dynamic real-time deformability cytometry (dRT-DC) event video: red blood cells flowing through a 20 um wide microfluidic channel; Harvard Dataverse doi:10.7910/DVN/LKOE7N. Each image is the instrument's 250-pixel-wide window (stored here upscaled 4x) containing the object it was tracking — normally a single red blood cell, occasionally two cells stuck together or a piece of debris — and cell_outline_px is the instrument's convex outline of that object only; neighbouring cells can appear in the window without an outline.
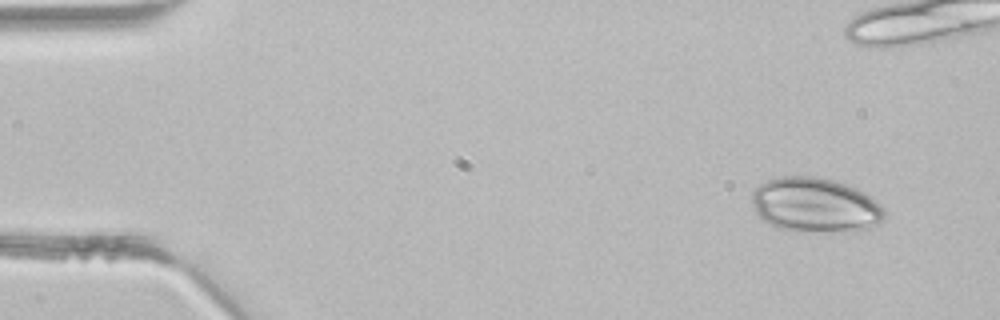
{"species": "common noctule bat (a hibernating species)", "species_latin": "Nyctalus noctula", "temperature_condition": "room temperature", "stored_images_in_passage": 4, "camera_frame_rate_fps": 3000, "um_per_image_px": 0.085, "animal": {"sex": "male", "body_mass_g": 21.5, "forearm_length_mm": 52.0}, "frame": {"image": 1, "passage_image": 1, "time_ms": 0.0, "image_size_px": [1000, 320], "cell_outline_px": [[884, 220], [880, 224], [864, 228], [776, 228], [760, 220], [752, 204], [752, 192], [760, 184], [768, 180], [780, 176], [812, 176], [836, 180], [856, 188], [872, 196], [884, 208]], "centroid_in_image_um": [69.26, 17.35], "position_along_channel_um": 15.7, "area_um2": 40.98}}